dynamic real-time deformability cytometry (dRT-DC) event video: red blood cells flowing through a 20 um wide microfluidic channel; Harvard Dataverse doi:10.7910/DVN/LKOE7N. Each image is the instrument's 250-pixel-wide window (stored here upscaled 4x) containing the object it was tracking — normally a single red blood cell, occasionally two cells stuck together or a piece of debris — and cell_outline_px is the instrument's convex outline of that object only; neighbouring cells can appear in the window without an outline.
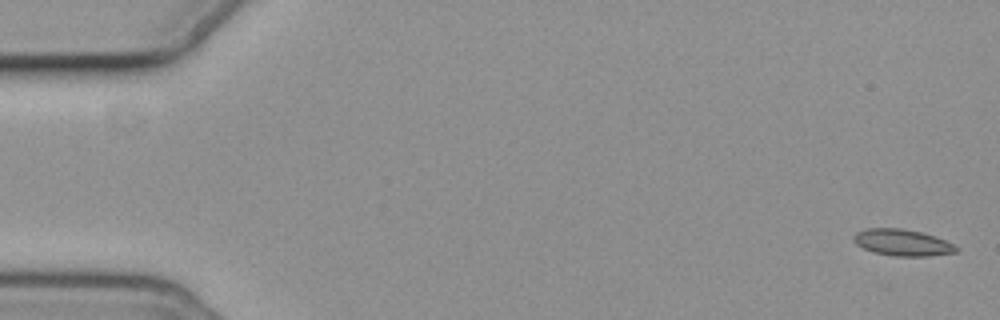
{"species": "common noctule bat (a hibernating species)", "species_latin": "Nyctalus noctula", "temperature_condition": "cold", "stored_images_in_passage": 10, "camera_frame_rate_fps": 3000, "um_per_image_px": 0.085, "animal": {"sex": "female", "body_mass_g": 19.3, "forearm_length_mm": 54.1}, "frame": {"image": 1, "passage_image": 1, "time_ms": 0.0, "image_size_px": [1000, 320], "cell_outline_px": [[960, 248], [956, 252], [928, 256], [896, 256], [876, 252], [864, 248], [856, 244], [852, 240], [852, 236], [856, 232], [868, 228], [900, 228], [920, 232], [944, 240]], "centroid_in_image_um": [76.67, 20.61], "position_along_channel_um": 8.3, "area_um2": 15.61}}
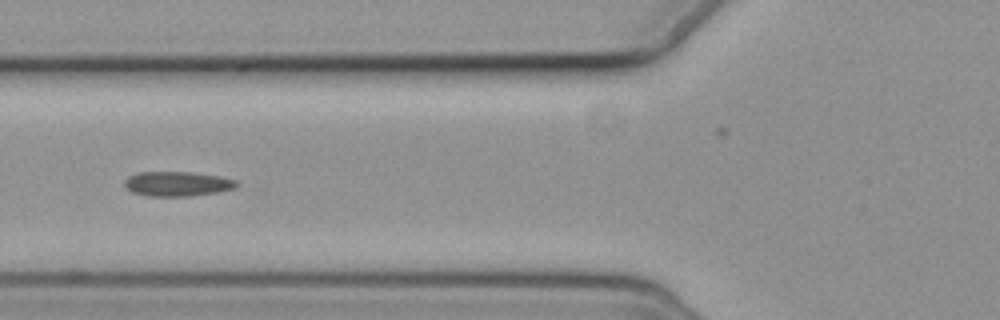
{"frame": {"image": 2, "passage_image": 7, "time_ms": 7.0, "image_size_px": [1000, 320], "cell_outline_px": [[240, 184], [236, 188], [216, 192], [188, 196], [148, 196], [132, 192], [124, 188], [124, 180], [128, 176], [140, 172], [192, 172], [220, 176], [236, 180]], "centroid_in_image_um": [15.06, 15.62], "position_along_channel_um": 110.7, "area_um2": 16.24}}
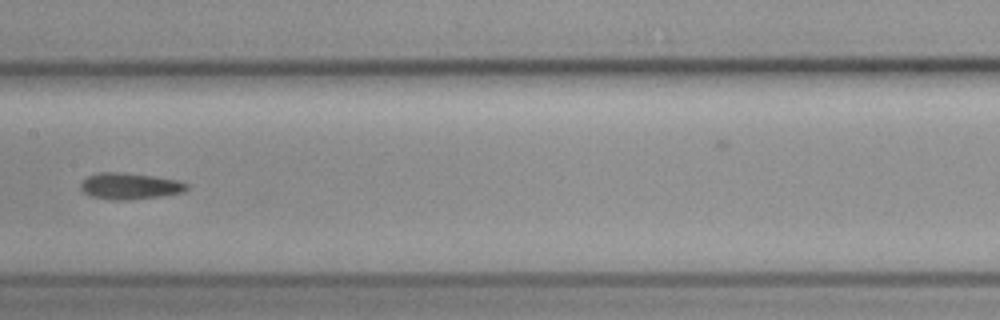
{"frame": {"image": 3, "passage_image": 9, "time_ms": 9.333, "image_size_px": [1000, 320], "cell_outline_px": [[188, 188], [184, 192], [160, 196], [128, 200], [112, 200], [92, 196], [84, 192], [80, 188], [80, 184], [88, 176], [100, 172], [120, 172], [152, 176], [176, 180], [188, 184]], "centroid_in_image_um": [11.03, 15.82], "position_along_channel_um": 196.4, "area_um2": 16.13}}